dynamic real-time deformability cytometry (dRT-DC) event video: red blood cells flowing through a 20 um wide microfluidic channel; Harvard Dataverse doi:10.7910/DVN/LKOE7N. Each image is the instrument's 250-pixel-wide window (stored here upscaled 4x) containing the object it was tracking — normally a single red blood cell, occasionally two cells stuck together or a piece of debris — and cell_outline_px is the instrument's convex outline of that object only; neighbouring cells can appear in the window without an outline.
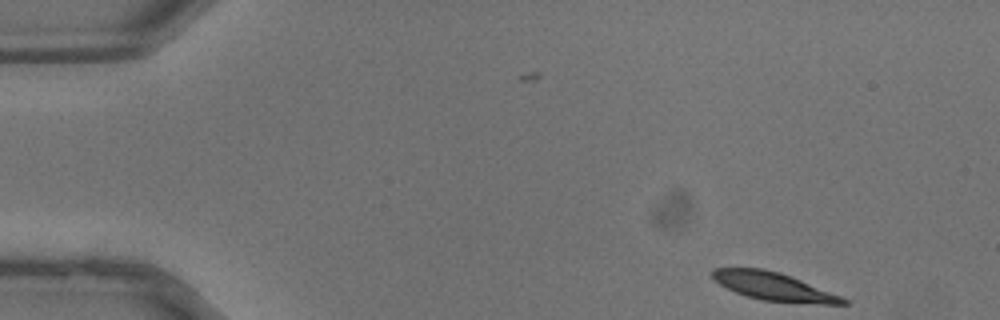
{"species": "common noctule bat (a hibernating species)", "species_latin": "Nyctalus noctula", "temperature_condition": "warm", "stored_images_in_passage": 34, "camera_frame_rate_fps": 3000, "um_per_image_px": 0.085, "animal": {"sex": "male", "body_mass_g": 13.3}, "frame": {"image": 1, "passage_image": 1, "time_ms": 0.0, "image_size_px": [1000, 320], "cell_outline_px": [[848, 304], [820, 304], [764, 300], [748, 296], [736, 292], [720, 284], [712, 276], [712, 268], [764, 268], [780, 272], [840, 296], [848, 300]], "centroid_in_image_um": [65.75, 24.34], "position_along_channel_um": 19.3, "area_um2": 20.87}}
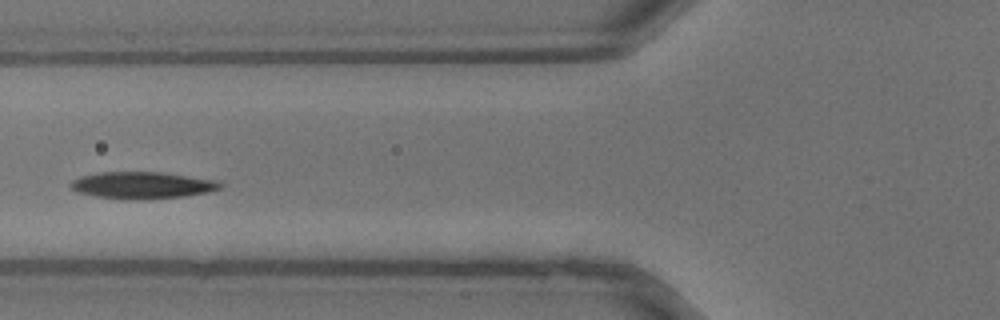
{"frame": {"image": 2, "passage_image": 12, "time_ms": 3.667, "image_size_px": [1000, 320], "cell_outline_px": [[224, 184], [220, 188], [208, 192], [184, 196], [148, 200], [132, 200], [96, 196], [76, 192], [68, 184], [72, 180], [80, 176], [96, 172], [160, 172], [220, 180]], "centroid_in_image_um": [12.1, 15.74], "position_along_channel_um": 113.7, "area_um2": 23.76}}
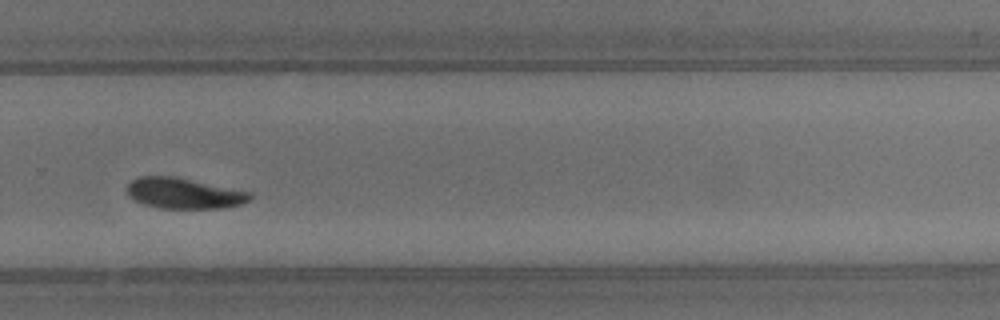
{"frame": {"image": 3, "passage_image": 23, "time_ms": 7.333, "image_size_px": [1000, 320], "cell_outline_px": [[252, 196], [248, 200], [240, 204], [224, 208], [160, 208], [144, 204], [128, 196], [128, 184], [136, 176], [172, 176], [252, 192]], "centroid_in_image_um": [15.62, 16.43], "position_along_channel_um": 314.2, "area_um2": 21.79}}